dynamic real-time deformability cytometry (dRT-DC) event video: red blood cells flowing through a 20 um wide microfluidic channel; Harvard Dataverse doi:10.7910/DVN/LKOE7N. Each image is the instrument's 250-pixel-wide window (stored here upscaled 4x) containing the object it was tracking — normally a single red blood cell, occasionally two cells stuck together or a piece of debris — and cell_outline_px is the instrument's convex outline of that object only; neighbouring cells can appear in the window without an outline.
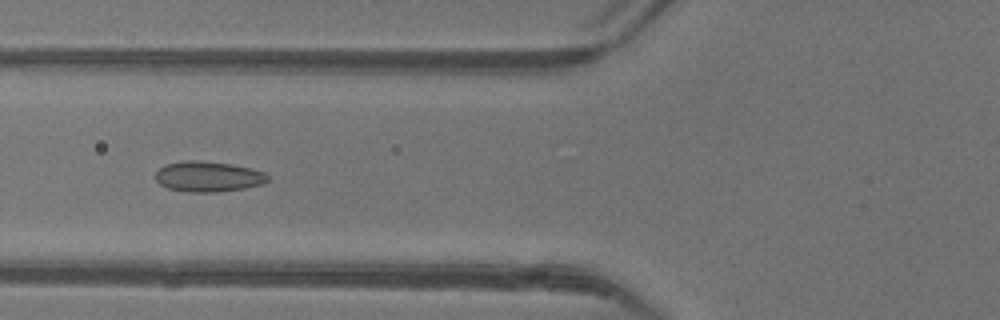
{"species": "common noctule bat (a hibernating species)", "species_latin": "Nyctalus noctula", "temperature_condition": "warm", "stored_images_in_passage": 35, "camera_frame_rate_fps": 3000, "um_per_image_px": 0.085, "animal": {"sex": "female"}, "frame": {"image": 1, "passage_image": 5, "time_ms": 1.333, "image_size_px": [1000, 320], "cell_outline_px": [[268, 180], [260, 184], [244, 188], [216, 192], [188, 192], [168, 188], [160, 184], [156, 180], [156, 172], [164, 164], [184, 160], [200, 160], [232, 164], [252, 168], [264, 172], [268, 176]], "centroid_in_image_um": [17.67, 14.99], "position_along_channel_um": 108.1, "area_um2": 19.94}}
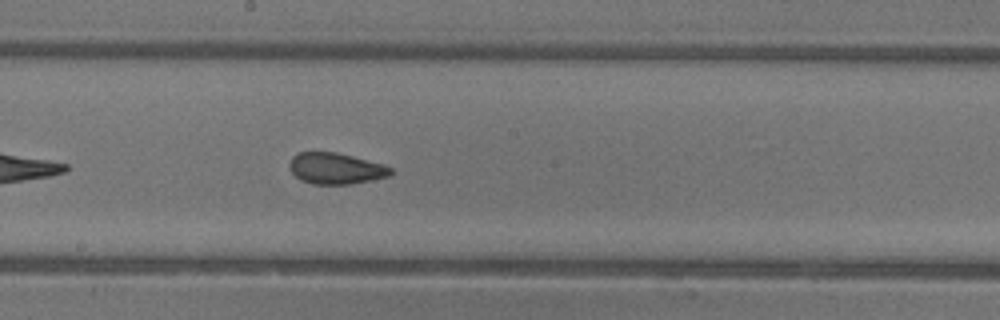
{"frame": {"image": 2, "passage_image": 13, "time_ms": 4.0, "image_size_px": [1000, 320], "cell_outline_px": [[392, 172], [388, 176], [372, 180], [348, 184], [312, 184], [300, 180], [292, 172], [288, 164], [292, 156], [300, 152], [336, 152], [384, 164], [392, 168]], "centroid_in_image_um": [28.52, 14.32], "position_along_channel_um": 219.7, "area_um2": 18.38}}
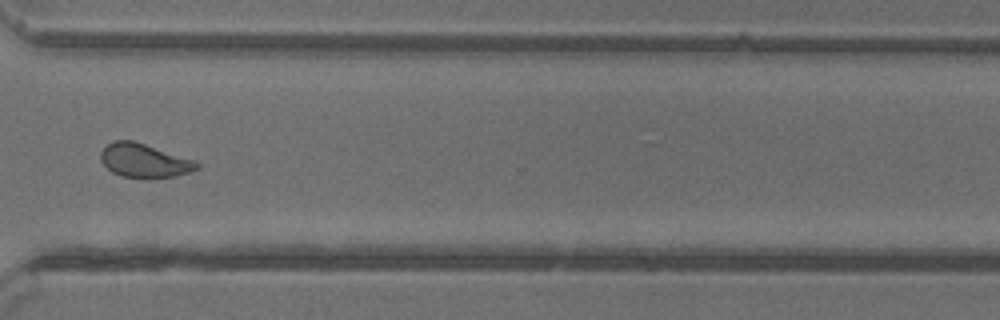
{"frame": {"image": 3, "passage_image": 23, "time_ms": 7.333, "image_size_px": [1000, 320], "cell_outline_px": [[200, 168], [188, 172], [172, 176], [120, 176], [112, 172], [100, 160], [100, 152], [112, 140], [132, 140], [196, 160], [200, 164]], "centroid_in_image_um": [12.25, 13.61], "position_along_channel_um": 358.3, "area_um2": 18.5}, "authors_computed_cell_mechanics": {"area_um2": 19.1318, "velocity_mm_per_s": 4.1727, "shape_relaxation_time_tau1_ms": 8.7207, "shape_relaxation_time_tau2_ms": 1.2182, "deformation_change_tau1": 0.1684, "deformation_change_tau2": 0.0775}}